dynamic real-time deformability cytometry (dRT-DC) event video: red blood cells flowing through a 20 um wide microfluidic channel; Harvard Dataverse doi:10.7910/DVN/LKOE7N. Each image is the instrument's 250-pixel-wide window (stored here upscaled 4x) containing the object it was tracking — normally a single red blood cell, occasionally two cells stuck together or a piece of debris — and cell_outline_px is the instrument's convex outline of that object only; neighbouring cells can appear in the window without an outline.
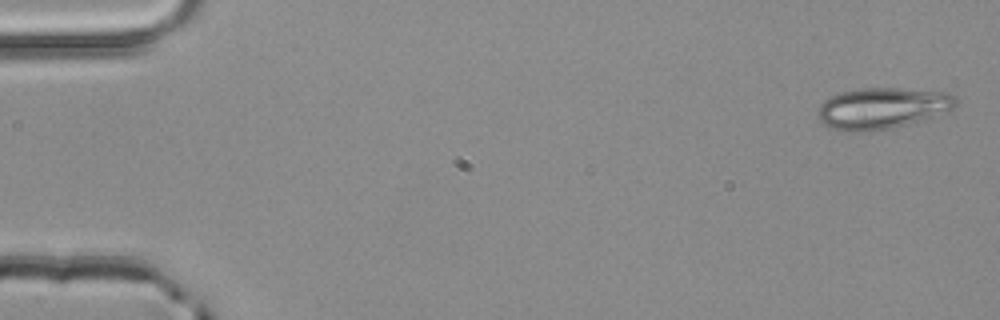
{"species": "common noctule bat (a hibernating species)", "species_latin": "Nyctalus noctula", "temperature_condition": "room temperature", "stored_images_in_passage": 5, "segment_of_instrument_passage": [2, 2], "camera_frame_rate_fps": 3000, "um_per_image_px": 0.085, "animal": {"sex": "male", "body_mass_g": 20.4}, "frame": {"image": 1, "passage_image": 5, "time_ms": 1.333, "image_size_px": [1000, 320], "cell_outline_px": [[956, 104], [948, 112], [904, 124], [888, 128], [868, 132], [844, 132], [828, 128], [820, 120], [820, 104], [824, 100], [840, 92], [860, 88], [900, 88], [948, 92], [956, 96]], "centroid_in_image_um": [74.98, 9.19], "position_along_channel_um": 10.0, "area_um2": 33.06}}